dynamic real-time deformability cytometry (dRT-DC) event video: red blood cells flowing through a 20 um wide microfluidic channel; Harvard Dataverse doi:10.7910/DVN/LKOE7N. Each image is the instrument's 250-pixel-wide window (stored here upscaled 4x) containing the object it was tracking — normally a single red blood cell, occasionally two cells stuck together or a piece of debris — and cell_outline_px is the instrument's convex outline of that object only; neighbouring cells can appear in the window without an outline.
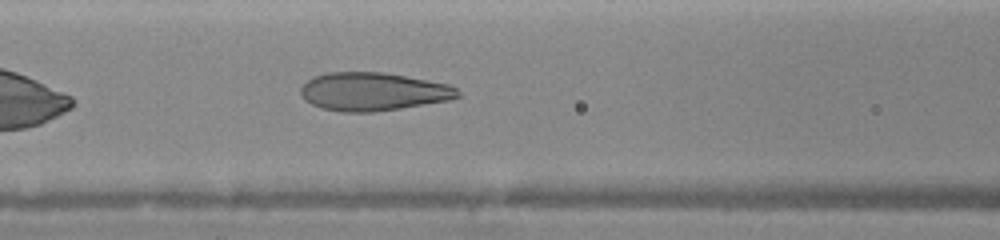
{"species": "human", "species_latin": "Homo sapiens", "temperature_condition": "warm", "stored_images_in_passage": 9, "camera_frame_rate_fps": 3000, "um_per_image_px": 0.085, "donor": {"sex": "female"}, "frame": {"image": 1, "passage_image": 6, "time_ms": 2.0, "image_size_px": [1000, 240], "cell_outline_px": [[460, 96], [448, 100], [376, 112], [340, 112], [320, 108], [304, 100], [300, 92], [300, 88], [312, 76], [328, 72], [380, 72], [404, 76], [448, 84], [456, 88], [460, 92]], "centroid_in_image_um": [31.66, 7.79], "position_along_channel_um": 134.9, "area_um2": 34.91}}
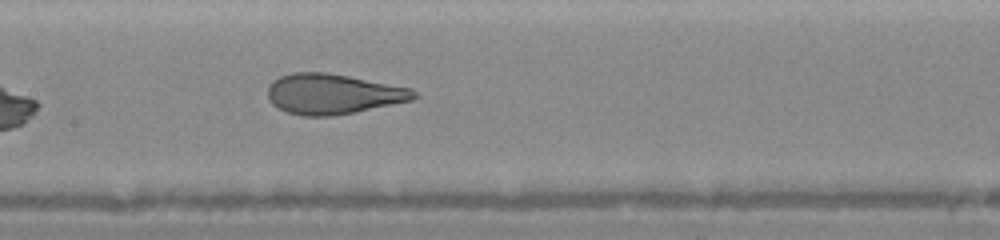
{"frame": {"image": 2, "passage_image": 9, "time_ms": 3.0, "image_size_px": [1000, 240], "cell_outline_px": [[420, 96], [412, 100], [332, 116], [304, 116], [288, 112], [272, 104], [268, 100], [268, 84], [272, 80], [280, 76], [292, 72], [328, 72], [412, 88]], "centroid_in_image_um": [28.28, 7.97], "position_along_channel_um": 179.1, "area_um2": 34.28}}